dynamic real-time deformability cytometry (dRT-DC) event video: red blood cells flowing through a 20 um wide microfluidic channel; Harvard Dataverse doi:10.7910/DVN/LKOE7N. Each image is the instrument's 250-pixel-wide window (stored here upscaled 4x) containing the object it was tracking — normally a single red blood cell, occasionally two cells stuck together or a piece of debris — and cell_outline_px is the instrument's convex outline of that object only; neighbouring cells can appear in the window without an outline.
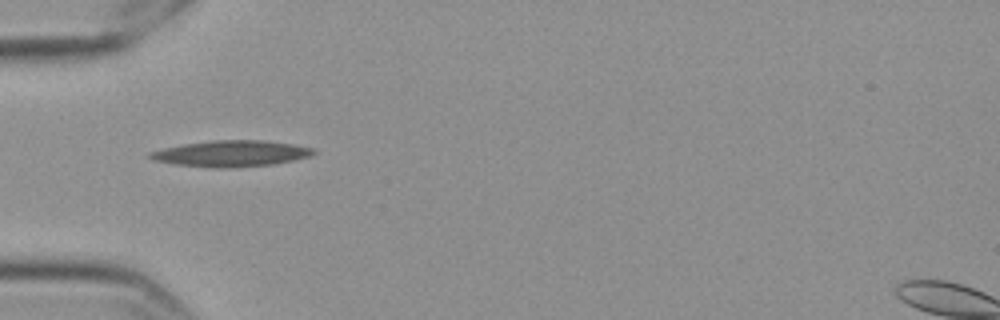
{"species": "Egyptian fruit bat (a non-hibernating species)", "species_latin": "Rousettus aegyptiacus", "temperature_condition": "cold", "stored_images_in_passage": 40, "camera_frame_rate_fps": 3000, "um_per_image_px": 0.085, "frame": {"image": 1, "passage_image": 1, "time_ms": 0.0, "image_size_px": [1000, 320], "cell_outline_px": [[316, 152], [312, 156], [272, 164], [228, 168], [212, 168], [176, 164], [156, 160], [148, 156], [148, 152], [164, 148], [184, 144], [212, 140], [264, 140], [292, 144], [312, 148]], "centroid_in_image_um": [19.66, 13.05], "position_along_channel_um": 65.3, "area_um2": 24.68}}
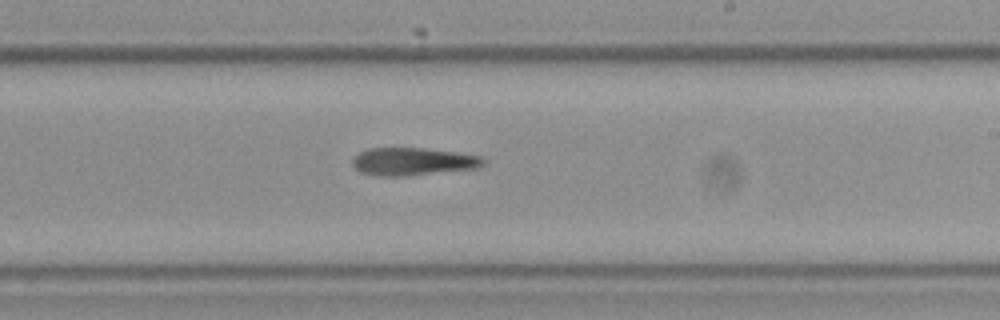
{"frame": {"image": 2, "passage_image": 17, "time_ms": 5.333, "image_size_px": [1000, 320], "cell_outline_px": [[484, 164], [476, 168], [408, 176], [380, 176], [360, 172], [352, 164], [352, 156], [368, 148], [424, 148], [456, 152], [480, 156], [484, 160]], "centroid_in_image_um": [35.06, 13.73], "position_along_channel_um": 253.9, "area_um2": 21.15}}
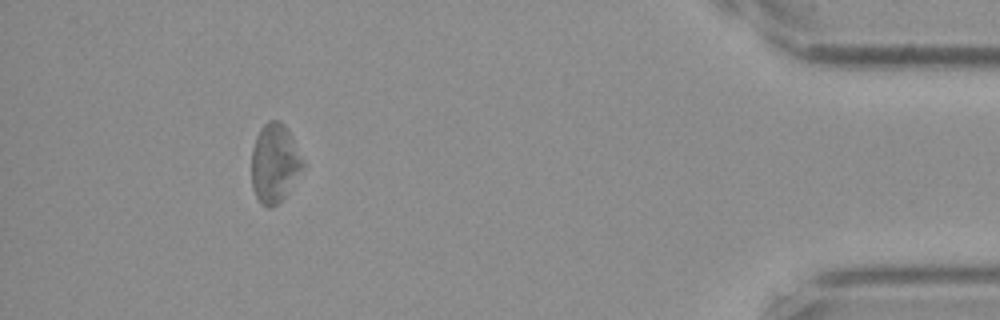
{"frame": {"image": 3, "passage_image": 35, "time_ms": 11.333, "image_size_px": [1000, 320], "cell_outline_px": [[304, 164], [284, 196], [272, 208], [268, 208], [260, 204], [252, 188], [252, 148], [256, 136], [260, 128], [268, 120], [280, 120], [288, 128], [304, 160]], "centroid_in_image_um": [23.32, 13.83], "position_along_channel_um": 411.9, "area_um2": 23.47}}